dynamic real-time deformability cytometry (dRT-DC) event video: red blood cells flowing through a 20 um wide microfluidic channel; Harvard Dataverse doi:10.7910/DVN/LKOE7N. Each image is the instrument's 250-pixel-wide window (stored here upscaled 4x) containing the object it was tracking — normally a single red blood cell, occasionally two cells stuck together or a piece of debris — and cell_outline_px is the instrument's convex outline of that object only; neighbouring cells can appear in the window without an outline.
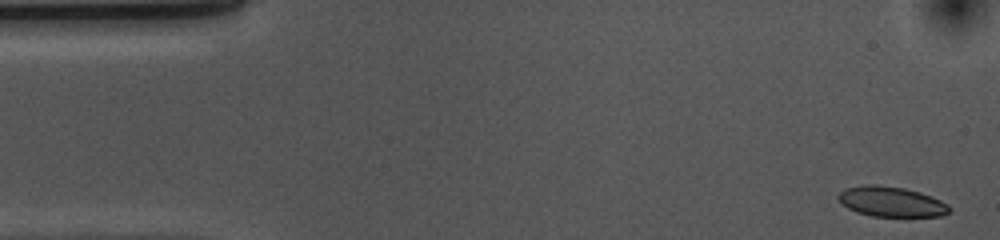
{"species": "common noctule bat (a hibernating species)", "species_latin": "Nyctalus noctula", "temperature_condition": "cold", "stored_images_in_passage": 46, "camera_frame_rate_fps": 3000, "um_per_image_px": 0.085, "animal": {"sex": "female", "body_mass_g": 10.0, "forearm_length_mm": 53.1}, "frame": {"image": 1, "passage_image": 1, "time_ms": 0.0, "image_size_px": [1000, 240], "cell_outline_px": [[952, 208], [948, 212], [940, 216], [872, 216], [856, 212], [840, 204], [836, 196], [844, 188], [868, 184], [876, 184], [904, 188], [920, 192], [932, 196], [948, 204]], "centroid_in_image_um": [75.72, 17.13], "position_along_channel_um": 9.3, "area_um2": 19.65}}
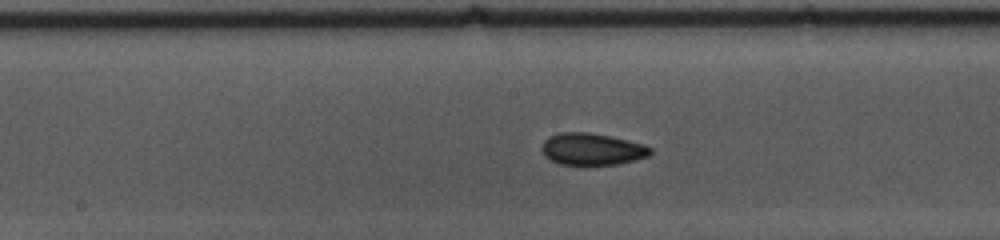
{"frame": {"image": 2, "passage_image": 25, "time_ms": 8.0, "image_size_px": [1000, 240], "cell_outline_px": [[652, 152], [648, 156], [636, 160], [616, 164], [560, 164], [544, 156], [544, 140], [548, 136], [560, 132], [588, 132], [628, 140], [644, 144], [652, 148]], "centroid_in_image_um": [50.35, 12.66], "position_along_channel_um": 197.8, "area_um2": 19.94}}
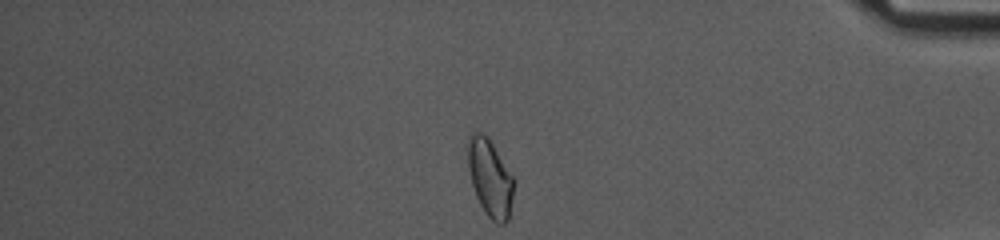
{"frame": {"image": 3, "passage_image": 44, "time_ms": 14.333, "image_size_px": [1000, 240], "cell_outline_px": [[516, 180], [508, 220], [504, 224], [496, 224], [484, 212], [476, 196], [472, 184], [468, 168], [468, 136], [472, 132], [480, 132], [488, 136]], "centroid_in_image_um": [41.67, 15.12], "position_along_channel_um": 393.5, "area_um2": 20.98}, "authors_computed_cell_mechanics": {"area_um2": 20.1722, "velocity_mm_per_s": 3.6482, "shape_relaxation_time_tau1_ms": 3.1243, "shape_relaxation_time_tau2_ms": 2.709, "deformation_change_tau1": 0.085, "deformation_change_tau2": 0.0584}}